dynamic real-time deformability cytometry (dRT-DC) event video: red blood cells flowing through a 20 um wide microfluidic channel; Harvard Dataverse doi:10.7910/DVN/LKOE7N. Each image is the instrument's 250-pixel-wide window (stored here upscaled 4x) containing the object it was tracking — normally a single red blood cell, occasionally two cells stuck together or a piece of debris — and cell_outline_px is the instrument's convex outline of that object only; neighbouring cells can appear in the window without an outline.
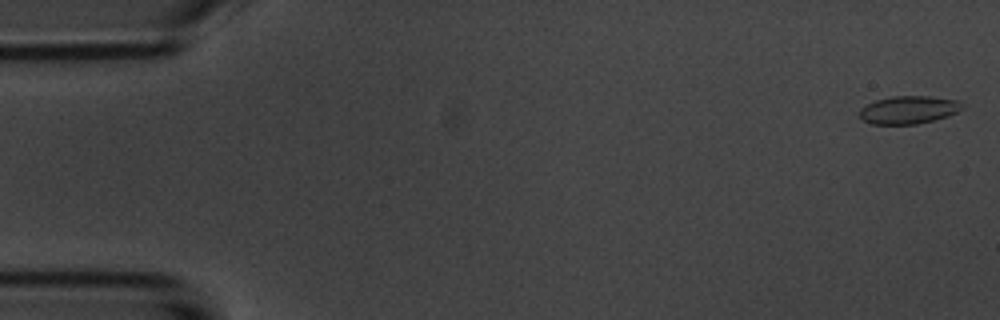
{"species": "common noctule bat (a hibernating species)", "species_latin": "Nyctalus noctula", "temperature_condition": "room temperature", "stored_images_in_passage": 55, "camera_frame_rate_fps": 3000, "um_per_image_px": 0.085, "animal": {"sex": "male", "body_mass_g": 20.1, "forearm_length_mm": 53.5}, "frame": {"image": 1, "passage_image": 2, "time_ms": 0.333, "image_size_px": [1000, 320], "cell_outline_px": [[964, 108], [948, 116], [916, 124], [872, 124], [864, 120], [860, 116], [860, 108], [876, 100], [892, 96], [928, 96], [960, 100]], "centroid_in_image_um": [77.26, 9.33], "position_along_channel_um": 7.7, "area_um2": 16.59}}
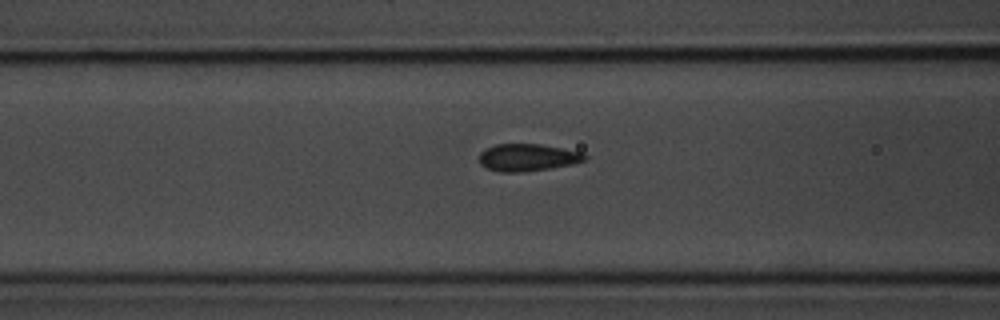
{"frame": {"image": 2, "passage_image": 22, "time_ms": 7.0, "image_size_px": [1000, 320], "cell_outline_px": [[588, 156], [584, 160], [572, 164], [548, 168], [520, 172], [500, 172], [488, 168], [480, 164], [480, 152], [484, 148], [496, 144], [540, 144], [564, 148], [580, 152]], "centroid_in_image_um": [44.82, 13.37], "position_along_channel_um": 121.8, "area_um2": 16.65}}
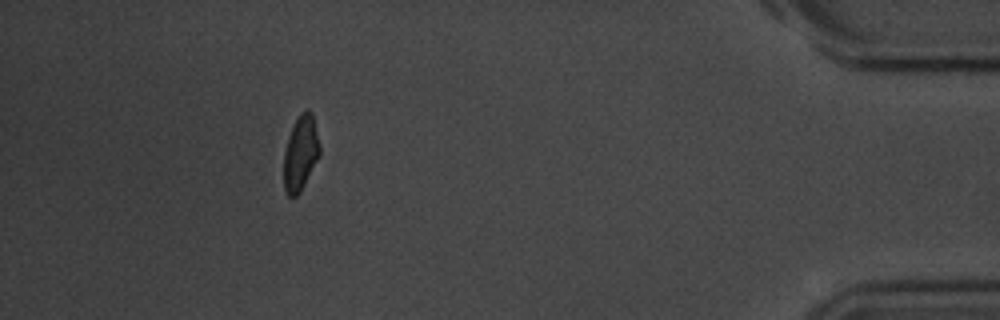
{"frame": {"image": 3, "passage_image": 50, "time_ms": 16.333, "image_size_px": [1000, 320], "cell_outline_px": [[320, 156], [300, 192], [296, 196], [288, 196], [284, 192], [284, 152], [288, 136], [300, 112], [308, 108], [312, 112], [320, 148]], "centroid_in_image_um": [25.55, 13.02], "position_along_channel_um": 409.7, "area_um2": 15.72}, "authors_computed_cell_mechanics": {"area_um2": 16.5886, "velocity_mm_per_s": 3.6991, "shape_relaxation_time_tau1_ms": 3.5381, "shape_relaxation_time_tau2_ms": 0.5633, "deformation_change_tau1": 0.1046, "deformation_change_tau2": 0.0547}}